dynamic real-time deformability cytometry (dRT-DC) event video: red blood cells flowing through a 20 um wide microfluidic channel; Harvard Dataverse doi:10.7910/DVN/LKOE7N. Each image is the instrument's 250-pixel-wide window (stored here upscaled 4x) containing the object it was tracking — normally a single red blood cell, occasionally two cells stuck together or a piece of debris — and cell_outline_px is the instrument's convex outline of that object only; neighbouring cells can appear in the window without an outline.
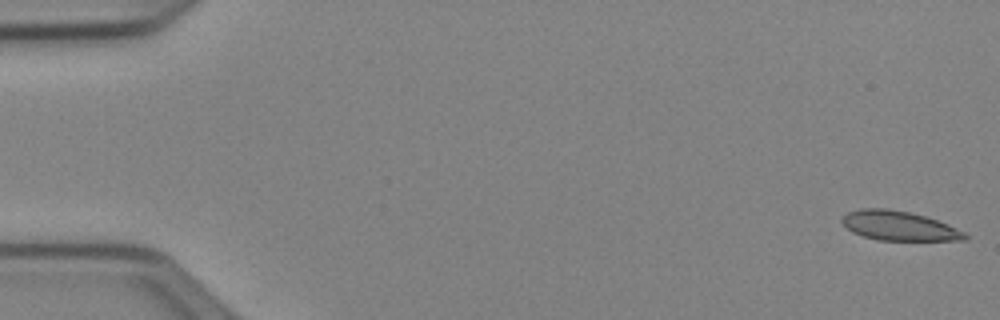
{"species": "Egyptian fruit bat (a non-hibernating species)", "species_latin": "Rousettus aegyptiacus", "temperature_condition": "cold", "stored_images_in_passage": 52, "camera_frame_rate_fps": 3000, "um_per_image_px": 0.085, "animal": {"sex": "female"}, "frame": {"image": 1, "passage_image": 1, "time_ms": 0.0, "image_size_px": [1000, 320], "cell_outline_px": [[968, 240], [876, 240], [852, 232], [840, 220], [848, 212], [860, 208], [888, 208], [908, 212], [924, 216], [948, 224], [964, 232], [968, 236]], "centroid_in_image_um": [76.41, 19.19], "position_along_channel_um": 8.6, "area_um2": 20.92}}
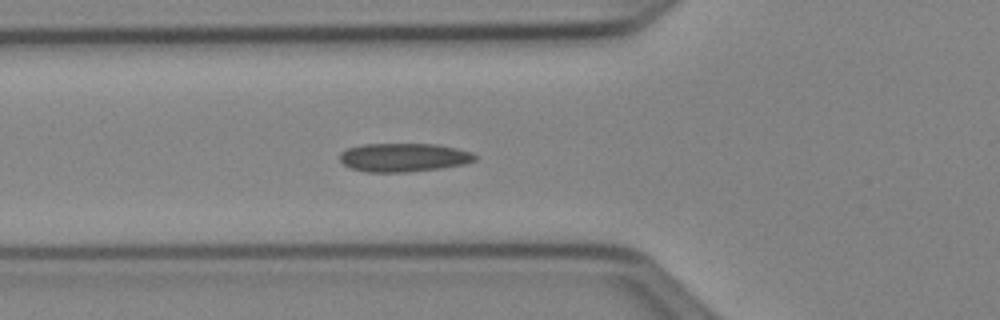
{"frame": {"image": 2, "passage_image": 19, "time_ms": 6.0, "image_size_px": [1000, 320], "cell_outline_px": [[476, 160], [464, 164], [440, 168], [408, 172], [364, 172], [348, 168], [340, 160], [340, 152], [348, 148], [364, 144], [436, 144], [456, 148], [472, 152], [476, 156]], "centroid_in_image_um": [34.29, 13.39], "position_along_channel_um": 91.5, "area_um2": 22.6}}
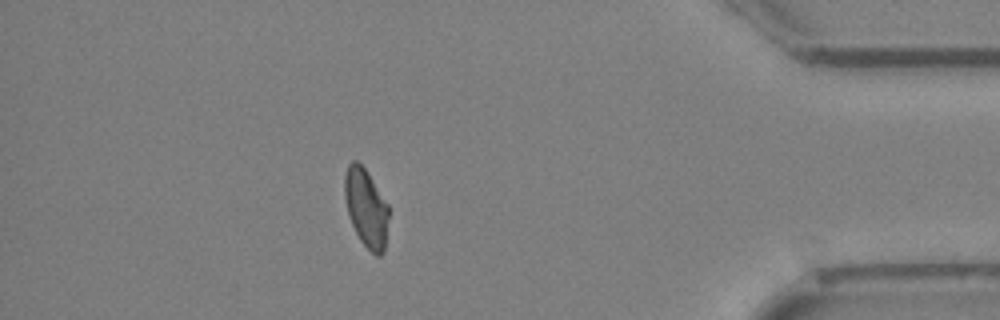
{"frame": {"image": 3, "passage_image": 46, "time_ms": 15.0, "image_size_px": [1000, 320], "cell_outline_px": [[388, 220], [384, 252], [380, 256], [376, 256], [360, 240], [348, 216], [344, 196], [344, 176], [348, 164], [352, 160], [356, 160], [368, 172], [388, 204]], "centroid_in_image_um": [31.11, 17.65], "position_along_channel_um": 404.1, "area_um2": 20.17}, "authors_computed_cell_mechanics": {"area_um2": 21.386, "velocity_mm_per_s": 3.9282, "shape_relaxation_time_tau1_ms": null, "shape_relaxation_time_tau2_ms": 11.3838, "deformation_change_tau1": null, "deformation_change_tau2": 0.1647}}